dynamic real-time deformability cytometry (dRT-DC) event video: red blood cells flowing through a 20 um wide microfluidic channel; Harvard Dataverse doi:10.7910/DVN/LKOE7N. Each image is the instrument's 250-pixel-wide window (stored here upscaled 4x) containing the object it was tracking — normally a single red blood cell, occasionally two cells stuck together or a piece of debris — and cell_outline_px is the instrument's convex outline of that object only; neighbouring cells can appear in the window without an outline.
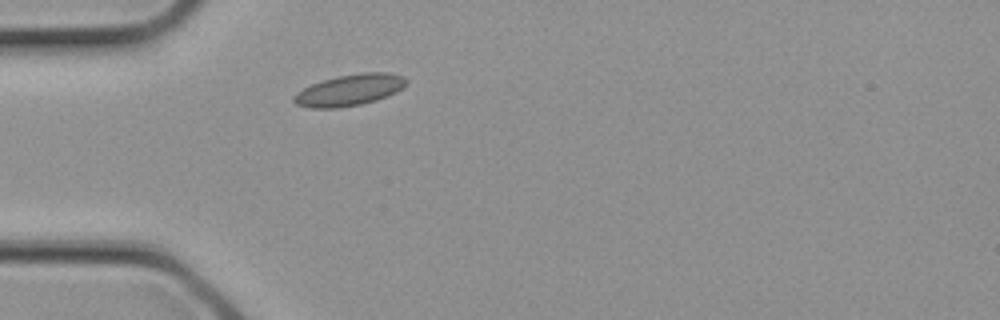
{"species": "common noctule bat (a hibernating species)", "species_latin": "Nyctalus noctula", "temperature_condition": "cold", "stored_images_in_passage": 1, "camera_frame_rate_fps": 3000, "um_per_image_px": 0.085, "animal": {"sex": "female", "body_mass_g": 21.9}, "frame": {"image": 1, "passage_image": 1, "time_ms": 0.0, "image_size_px": [1000, 320], "cell_outline_px": [[408, 80], [396, 92], [388, 96], [376, 100], [360, 104], [336, 108], [312, 108], [296, 104], [292, 100], [292, 96], [304, 88], [312, 84], [336, 76], [364, 72], [388, 72], [400, 76]], "centroid_in_image_um": [29.68, 7.65], "position_along_channel_um": 55.3, "area_um2": 20.29}}